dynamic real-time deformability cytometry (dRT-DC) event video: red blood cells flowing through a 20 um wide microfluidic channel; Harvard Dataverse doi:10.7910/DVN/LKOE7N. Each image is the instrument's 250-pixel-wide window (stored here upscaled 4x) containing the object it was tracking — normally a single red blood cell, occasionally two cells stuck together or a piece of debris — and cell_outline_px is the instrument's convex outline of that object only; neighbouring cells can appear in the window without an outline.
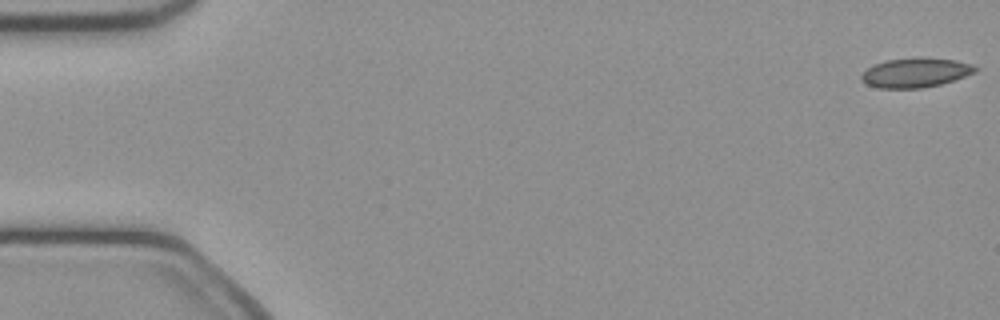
{"species": "common noctule bat (a hibernating species)", "species_latin": "Nyctalus noctula", "temperature_condition": "cold", "stored_images_in_passage": 50, "camera_frame_rate_fps": 3000, "um_per_image_px": 0.085, "animal": {"sex": "female", "body_mass_g": 21.9}, "frame": {"image": 1, "passage_image": 1, "time_ms": 0.0, "image_size_px": [1000, 320], "cell_outline_px": [[980, 68], [976, 72], [940, 84], [924, 88], [880, 88], [868, 84], [860, 80], [860, 76], [868, 68], [876, 64], [888, 60], [916, 56], [924, 56], [956, 60], [972, 64]], "centroid_in_image_um": [77.86, 6.15], "position_along_channel_um": 7.1, "area_um2": 19.71}}
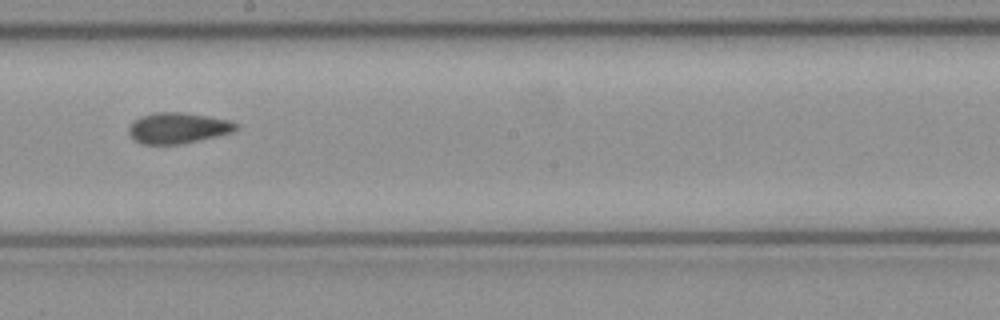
{"frame": {"image": 2, "passage_image": 28, "time_ms": 9.0, "image_size_px": [1000, 320], "cell_outline_px": [[240, 128], [236, 132], [180, 144], [140, 144], [132, 140], [128, 136], [128, 128], [140, 116], [156, 112], [180, 112], [208, 116], [228, 120], [240, 124]], "centroid_in_image_um": [15.14, 10.89], "position_along_channel_um": 233.1, "area_um2": 19.54}}
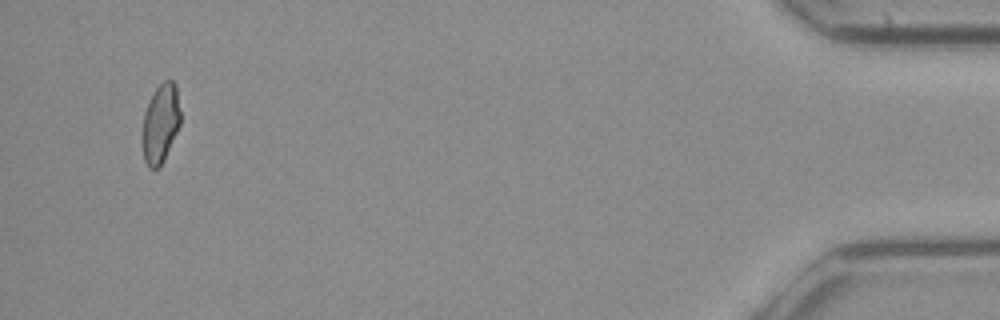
{"frame": {"image": 3, "passage_image": 48, "time_ms": 15.667, "image_size_px": [1000, 320], "cell_outline_px": [[180, 124], [164, 160], [160, 168], [148, 168], [144, 160], [144, 112], [156, 88], [164, 80], [172, 80], [176, 84], [180, 112]], "centroid_in_image_um": [13.67, 10.49], "position_along_channel_um": 421.5, "area_um2": 17.11}, "authors_computed_cell_mechanics": {"area_um2": 19.0451, "velocity_mm_per_s": 4.0984, "shape_relaxation_time_tau1_ms": null, "shape_relaxation_time_tau2_ms": 2.8699, "deformation_change_tau1": null, "deformation_change_tau2": 0.0666}}